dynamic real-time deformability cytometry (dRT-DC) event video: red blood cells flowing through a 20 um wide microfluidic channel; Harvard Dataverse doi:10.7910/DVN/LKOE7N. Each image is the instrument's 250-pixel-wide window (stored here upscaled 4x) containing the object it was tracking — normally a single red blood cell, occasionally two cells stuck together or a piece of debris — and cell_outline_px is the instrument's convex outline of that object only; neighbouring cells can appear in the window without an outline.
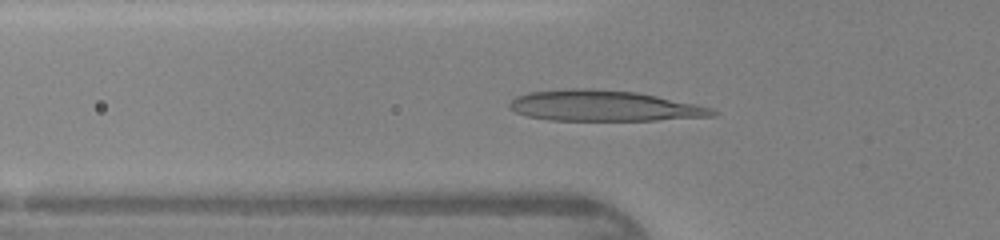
{"species": "human", "species_latin": "Homo sapiens", "temperature_condition": "warm", "stored_images_in_passage": 41, "camera_frame_rate_fps": 3000, "um_per_image_px": 0.085, "donor": {"sex": "female"}, "frame": {"image": 1, "passage_image": 12, "time_ms": 3.667, "image_size_px": [1000, 240], "cell_outline_px": [[720, 112], [716, 116], [656, 120], [548, 120], [528, 116], [516, 112], [508, 108], [508, 104], [516, 96], [528, 92], [564, 88], [592, 88], [636, 92], [656, 96], [712, 108]], "centroid_in_image_um": [51.29, 8.99], "position_along_channel_um": 74.5, "area_um2": 36.41}}
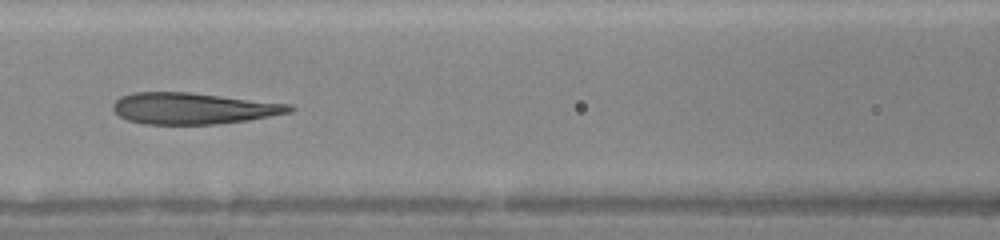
{"frame": {"image": 2, "passage_image": 17, "time_ms": 5.333, "image_size_px": [1000, 240], "cell_outline_px": [[296, 108], [292, 112], [248, 120], [216, 124], [144, 124], [128, 120], [120, 116], [112, 108], [112, 104], [120, 96], [132, 92], [188, 92], [292, 104]], "centroid_in_image_um": [16.43, 9.21], "position_along_channel_um": 150.2, "area_um2": 32.31}}
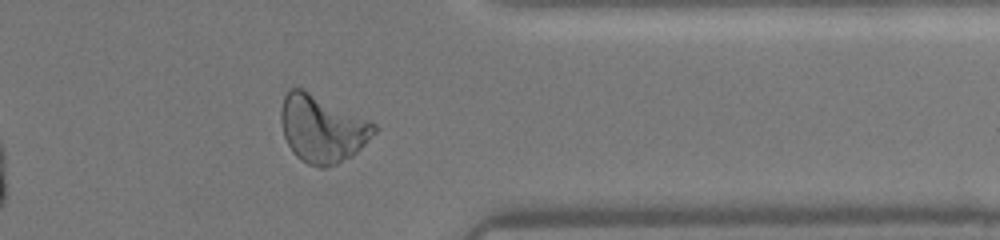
{"frame": {"image": 3, "passage_image": 33, "time_ms": 10.667, "image_size_px": [1000, 240], "cell_outline_px": [[376, 132], [352, 156], [336, 164], [324, 168], [320, 168], [308, 164], [300, 160], [292, 152], [284, 136], [280, 120], [280, 112], [284, 96], [292, 88], [300, 88], [376, 124]], "centroid_in_image_um": [27.35, 10.98], "position_along_channel_um": 384.1, "area_um2": 35.89}}